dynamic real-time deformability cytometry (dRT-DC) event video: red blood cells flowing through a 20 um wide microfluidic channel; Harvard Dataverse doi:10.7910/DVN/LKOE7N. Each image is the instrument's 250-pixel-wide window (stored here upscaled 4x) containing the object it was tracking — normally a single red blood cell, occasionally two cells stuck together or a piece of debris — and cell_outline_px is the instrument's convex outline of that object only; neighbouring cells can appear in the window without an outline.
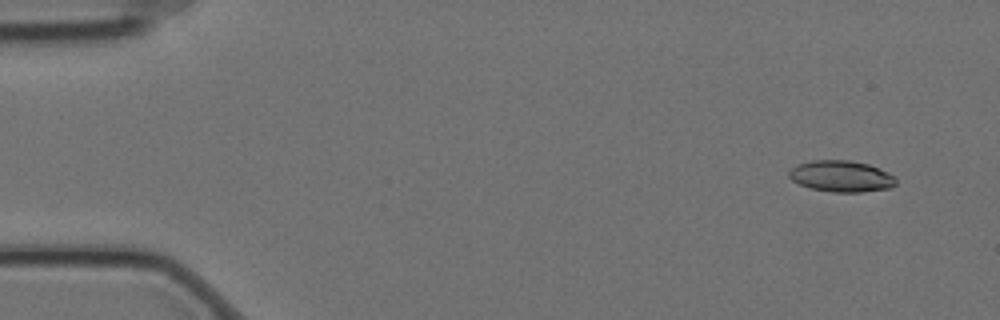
{"species": "Egyptian fruit bat (a non-hibernating species)", "species_latin": "Rousettus aegyptiacus", "temperature_condition": "cold", "stored_images_in_passage": 6, "camera_frame_rate_fps": 3000, "um_per_image_px": 0.085, "animal": {"sex": "female"}, "frame": {"image": 1, "passage_image": 1, "time_ms": 0.0, "image_size_px": [1000, 320], "cell_outline_px": [[896, 184], [892, 188], [860, 192], [832, 192], [812, 188], [800, 184], [792, 180], [788, 176], [788, 172], [796, 164], [812, 160], [848, 160], [868, 164], [888, 172], [896, 176]], "centroid_in_image_um": [71.52, 14.98], "position_along_channel_um": 13.5, "area_um2": 19.59}}
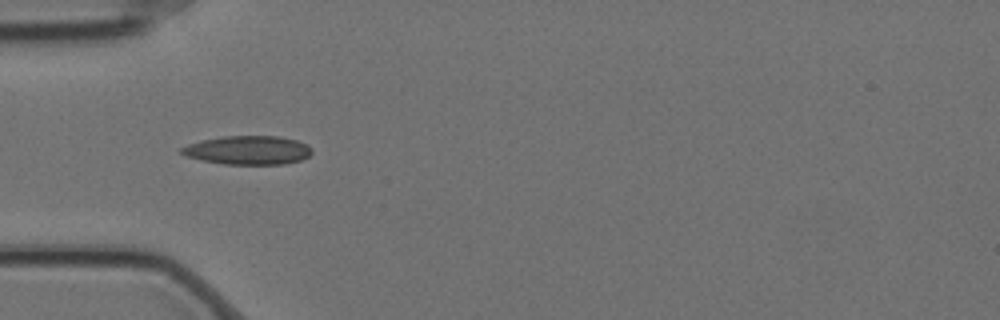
{"frame": {"image": 2, "passage_image": 5, "time_ms": 1.333, "image_size_px": [1000, 320], "cell_outline_px": [[312, 152], [308, 156], [300, 160], [284, 164], [224, 164], [204, 160], [188, 156], [180, 152], [180, 148], [188, 144], [204, 140], [224, 136], [276, 136], [296, 140], [312, 148]], "centroid_in_image_um": [21.09, 12.76], "position_along_channel_um": 63.9, "area_um2": 21.5}}
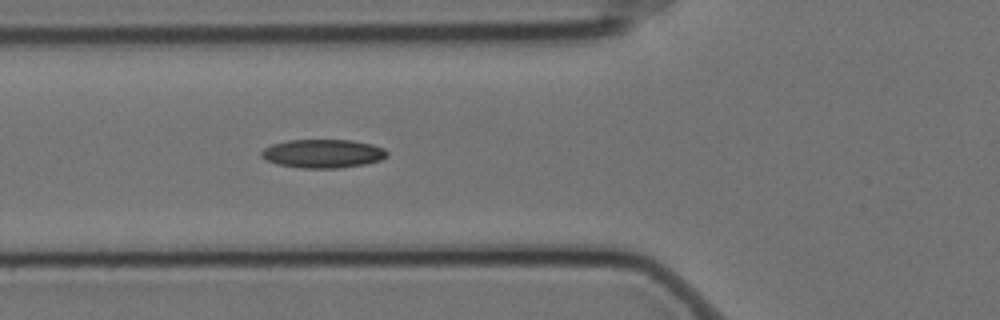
{"frame": {"image": 3, "passage_image": 6, "time_ms": 1.667, "image_size_px": [1000, 320], "cell_outline_px": [[388, 156], [380, 160], [364, 164], [340, 168], [300, 168], [276, 164], [260, 156], [260, 152], [264, 148], [272, 144], [288, 140], [352, 140], [372, 144], [384, 148], [388, 152]], "centroid_in_image_um": [27.45, 13.05], "position_along_channel_um": 98.4, "area_um2": 21.04}}